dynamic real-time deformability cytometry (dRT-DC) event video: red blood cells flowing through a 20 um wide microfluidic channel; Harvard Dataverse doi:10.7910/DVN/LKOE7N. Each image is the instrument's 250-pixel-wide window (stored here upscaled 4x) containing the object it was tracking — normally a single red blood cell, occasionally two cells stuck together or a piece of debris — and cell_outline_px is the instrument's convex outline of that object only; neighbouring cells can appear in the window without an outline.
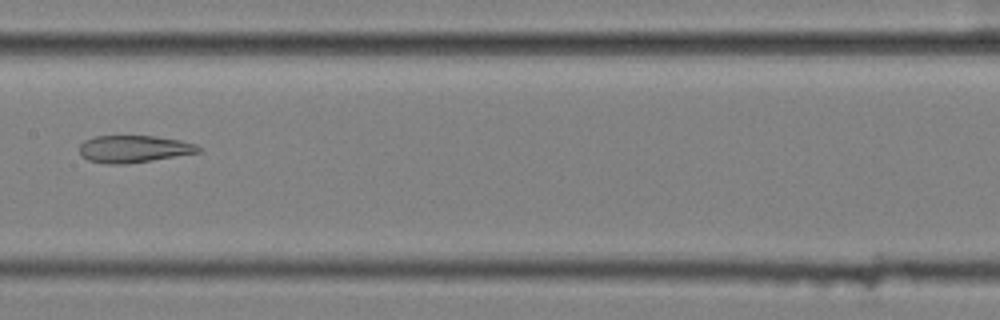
{"species": "common noctule bat (a hibernating species)", "species_latin": "Nyctalus noctula", "temperature_condition": "cold", "stored_images_in_passage": 8, "camera_frame_rate_fps": 3000, "um_per_image_px": 0.085, "animal": {"sex": "female", "body_mass_g": 25.1}, "frame": {"image": 1, "passage_image": 8, "time_ms": 2.333, "image_size_px": [1000, 320], "cell_outline_px": [[200, 152], [152, 160], [124, 164], [104, 164], [88, 160], [80, 152], [80, 144], [84, 140], [96, 136], [152, 136], [180, 140], [196, 144], [200, 148]], "centroid_in_image_um": [11.36, 12.66], "position_along_channel_um": 196.0, "area_um2": 18.67}}